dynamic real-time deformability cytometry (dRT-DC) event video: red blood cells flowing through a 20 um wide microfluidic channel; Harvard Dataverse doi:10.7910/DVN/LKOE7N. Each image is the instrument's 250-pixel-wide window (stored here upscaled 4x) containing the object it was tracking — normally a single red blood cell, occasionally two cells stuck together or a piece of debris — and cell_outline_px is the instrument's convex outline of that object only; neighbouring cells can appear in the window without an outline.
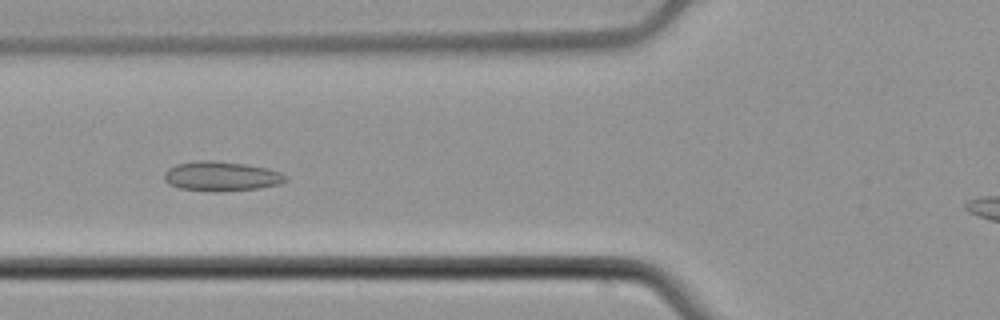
{"species": "common noctule bat (a hibernating species)", "species_latin": "Nyctalus noctula", "temperature_condition": "cold", "stored_images_in_passage": 5, "camera_frame_rate_fps": 3000, "um_per_image_px": 0.085, "animal": {"sex": "male", "body_mass_g": 21.5, "forearm_length_mm": 52.0}, "frame": {"image": 1, "passage_image": 4, "time_ms": 1.0, "image_size_px": [1000, 320], "cell_outline_px": [[288, 180], [280, 184], [260, 188], [220, 192], [180, 188], [168, 184], [164, 180], [164, 172], [168, 168], [176, 164], [200, 160], [212, 160], [248, 164], [268, 168], [280, 172], [288, 176]], "centroid_in_image_um": [18.84, 14.98], "position_along_channel_um": 107.0, "area_um2": 21.21}}
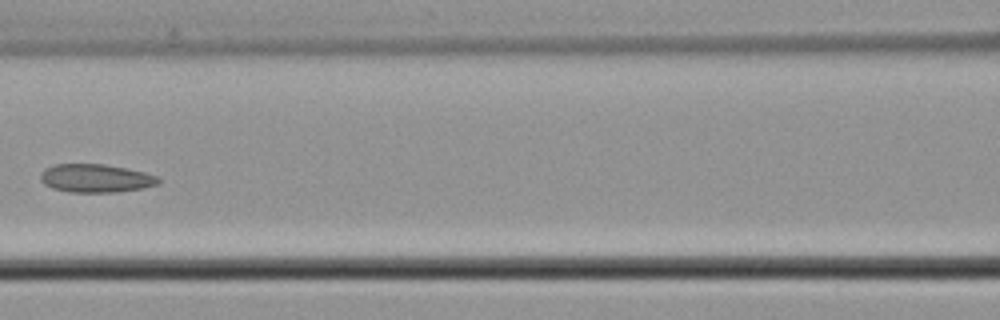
{"frame": {"image": 2, "passage_image": 5, "time_ms": 1.333, "image_size_px": [1000, 320], "cell_outline_px": [[160, 184], [140, 188], [116, 192], [68, 192], [52, 188], [44, 184], [40, 180], [40, 172], [44, 168], [52, 164], [104, 164], [144, 172], [156, 176], [160, 180]], "centroid_in_image_um": [8.08, 15.15], "position_along_channel_um": 158.5, "area_um2": 19.48}}